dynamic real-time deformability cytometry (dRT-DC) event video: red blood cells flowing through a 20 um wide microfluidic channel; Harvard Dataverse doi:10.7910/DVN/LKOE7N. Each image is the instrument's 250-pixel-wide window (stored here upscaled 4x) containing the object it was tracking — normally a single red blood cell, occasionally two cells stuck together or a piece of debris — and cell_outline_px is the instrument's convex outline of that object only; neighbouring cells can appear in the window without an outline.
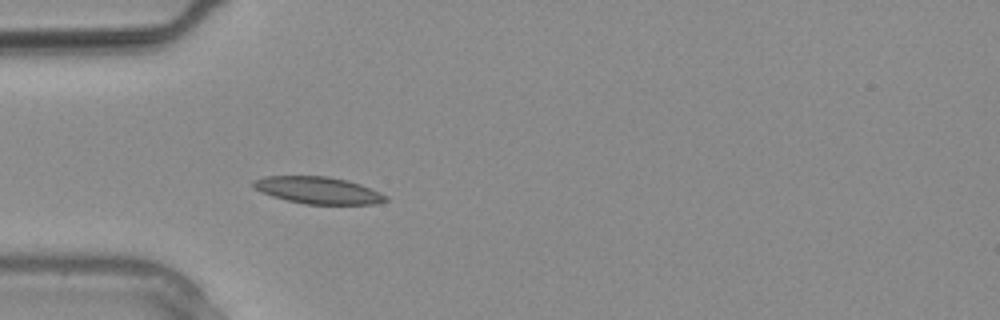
{"species": "common noctule bat (a hibernating species)", "species_latin": "Nyctalus noctula", "temperature_condition": "warm", "stored_images_in_passage": 15, "camera_frame_rate_fps": 3000, "um_per_image_px": 0.085, "animal": {"sex": "male", "body_mass_g": 20.4}, "frame": {"image": 1, "passage_image": 3, "time_ms": 0.667, "image_size_px": [1000, 320], "cell_outline_px": [[388, 200], [372, 204], [308, 204], [288, 200], [272, 196], [256, 188], [252, 184], [252, 180], [264, 176], [328, 176], [348, 180], [360, 184], [380, 192], [388, 196]], "centroid_in_image_um": [27.06, 16.16], "position_along_channel_um": 57.9, "area_um2": 20.63}}